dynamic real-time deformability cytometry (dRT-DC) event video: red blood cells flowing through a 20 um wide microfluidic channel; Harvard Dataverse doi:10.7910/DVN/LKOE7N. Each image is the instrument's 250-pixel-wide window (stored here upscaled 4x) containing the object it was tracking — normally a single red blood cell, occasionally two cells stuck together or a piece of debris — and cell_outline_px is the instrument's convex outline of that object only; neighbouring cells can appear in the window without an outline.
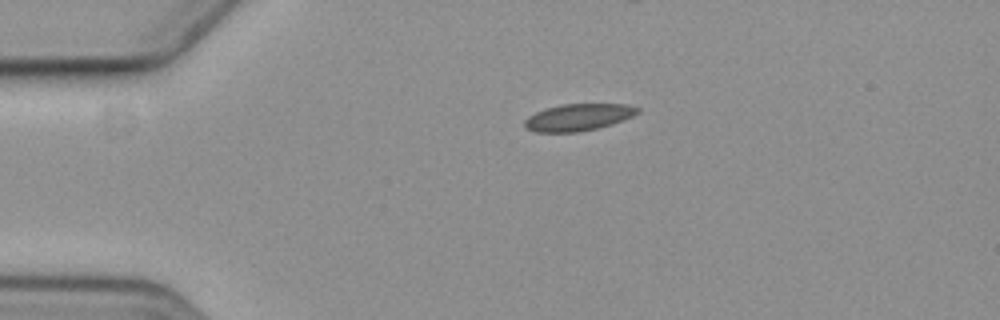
{"species": "common noctule bat (a hibernating species)", "species_latin": "Nyctalus noctula", "temperature_condition": "cold", "stored_images_in_passage": 5, "camera_frame_rate_fps": 3000, "um_per_image_px": 0.085, "animal": {"sex": "female", "body_mass_g": 19.3, "forearm_length_mm": 54.1}, "frame": {"image": 1, "passage_image": 1, "time_ms": 0.0, "image_size_px": [1000, 320], "cell_outline_px": [[640, 112], [632, 116], [612, 124], [596, 128], [576, 132], [536, 132], [524, 128], [524, 120], [528, 116], [544, 108], [560, 104], [628, 104], [640, 108]], "centroid_in_image_um": [49.13, 9.96], "position_along_channel_um": 35.9, "area_um2": 17.8}}
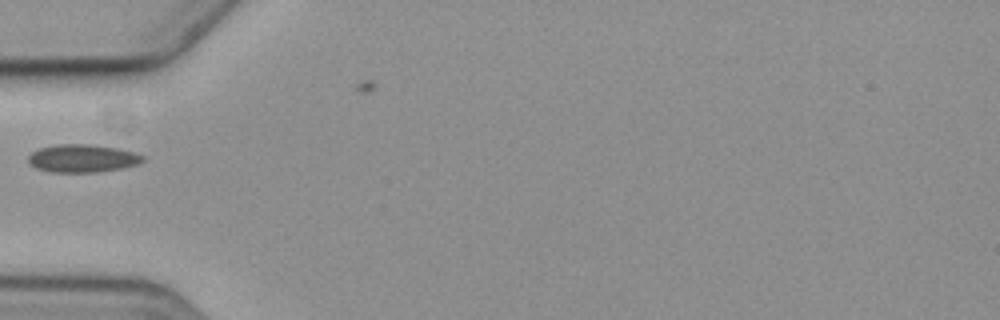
{"frame": {"image": 2, "passage_image": 3, "time_ms": 2.333, "image_size_px": [1000, 320], "cell_outline_px": [[144, 160], [136, 164], [120, 168], [96, 172], [52, 172], [36, 168], [28, 164], [28, 156], [32, 152], [40, 148], [56, 144], [92, 144], [120, 148], [136, 152], [144, 156]], "centroid_in_image_um": [7.0, 13.45], "position_along_channel_um": 78.0, "area_um2": 18.73}}
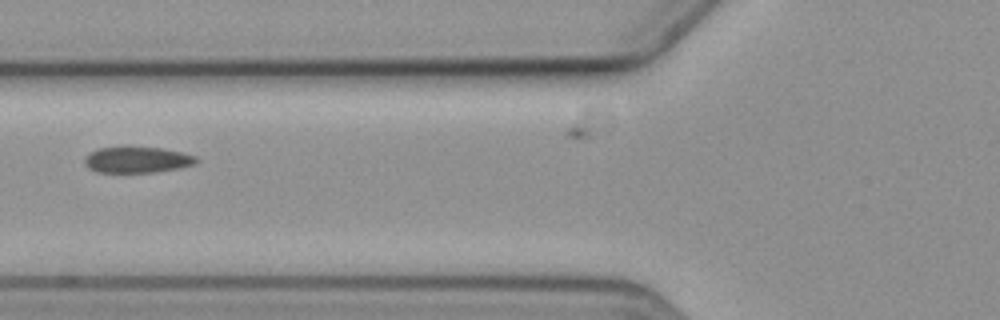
{"frame": {"image": 3, "passage_image": 4, "time_ms": 3.333, "image_size_px": [1000, 320], "cell_outline_px": [[200, 160], [196, 164], [180, 168], [156, 172], [96, 172], [88, 168], [84, 164], [84, 160], [92, 152], [100, 148], [120, 144], [128, 144], [164, 148], [184, 152], [196, 156]], "centroid_in_image_um": [11.7, 13.53], "position_along_channel_um": 114.1, "area_um2": 17.86}}